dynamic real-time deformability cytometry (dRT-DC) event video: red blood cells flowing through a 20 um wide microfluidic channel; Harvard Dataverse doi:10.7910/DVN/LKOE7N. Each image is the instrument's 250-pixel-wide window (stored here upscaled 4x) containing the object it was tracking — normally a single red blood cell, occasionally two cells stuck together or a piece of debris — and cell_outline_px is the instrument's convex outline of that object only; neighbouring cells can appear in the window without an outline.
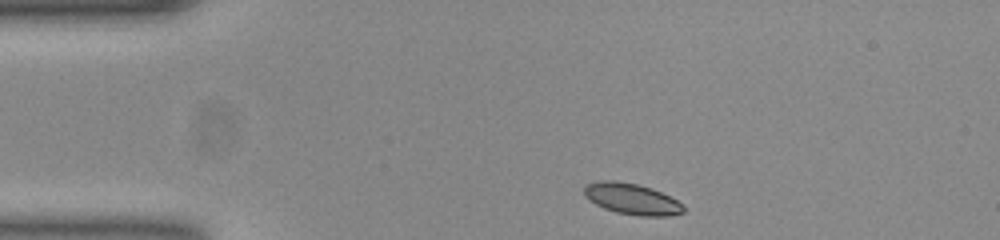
{"species": "common noctule bat (a hibernating species)", "species_latin": "Nyctalus noctula", "temperature_condition": "room temperature", "stored_images_in_passage": 44, "camera_frame_rate_fps": 3000, "um_per_image_px": 0.085, "animal": {"sex": "female", "body_mass_g": 23.0, "forearm_length_mm": 53.4}, "frame": {"image": 1, "passage_image": 1, "time_ms": 0.0, "image_size_px": [1000, 240], "cell_outline_px": [[684, 212], [668, 216], [640, 216], [616, 212], [604, 208], [588, 200], [584, 196], [584, 188], [588, 184], [600, 180], [616, 180], [636, 184], [652, 188], [676, 200], [684, 208]], "centroid_in_image_um": [53.67, 16.91], "position_along_channel_um": 31.3, "area_um2": 17.86}}
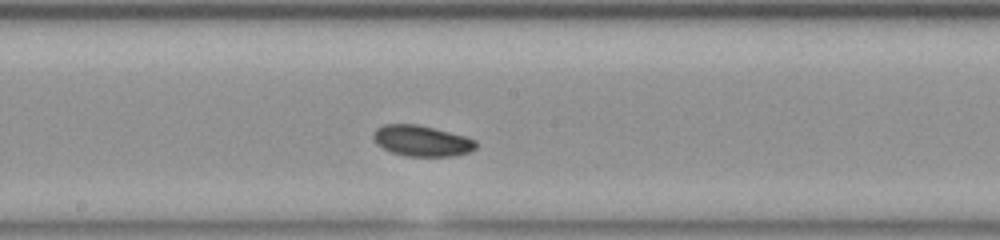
{"frame": {"image": 2, "passage_image": 19, "time_ms": 6.0, "image_size_px": [1000, 240], "cell_outline_px": [[476, 148], [468, 152], [452, 156], [404, 156], [392, 152], [376, 144], [372, 136], [376, 128], [384, 124], [416, 124], [464, 136], [476, 140]], "centroid_in_image_um": [35.81, 11.97], "position_along_channel_um": 212.4, "area_um2": 18.26}}
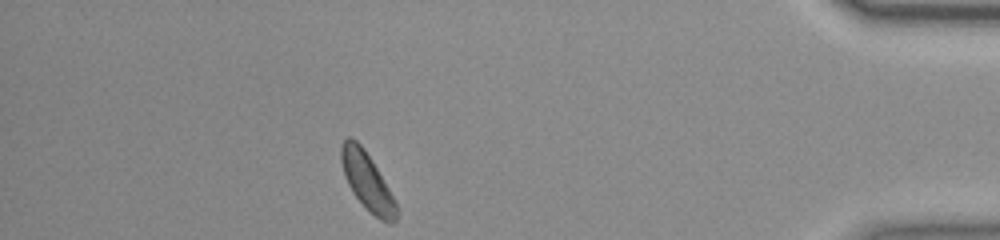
{"frame": {"image": 3, "passage_image": 38, "time_ms": 12.333, "image_size_px": [1000, 240], "cell_outline_px": [[396, 220], [392, 224], [388, 224], [380, 220], [352, 192], [344, 176], [340, 160], [340, 144], [348, 136], [352, 136], [364, 148], [372, 160], [388, 188], [396, 204]], "centroid_in_image_um": [31.16, 15.35], "position_along_channel_um": 404.0, "area_um2": 18.21}, "authors_computed_cell_mechanics": {"area_um2": 18.1781, "velocity_mm_per_s": 3.8177, "shape_relaxation_time_tau1_ms": 0.8229, "shape_relaxation_time_tau2_ms": 5.8384, "deformation_change_tau1": 0.0736, "deformation_change_tau2": 0.0986}}